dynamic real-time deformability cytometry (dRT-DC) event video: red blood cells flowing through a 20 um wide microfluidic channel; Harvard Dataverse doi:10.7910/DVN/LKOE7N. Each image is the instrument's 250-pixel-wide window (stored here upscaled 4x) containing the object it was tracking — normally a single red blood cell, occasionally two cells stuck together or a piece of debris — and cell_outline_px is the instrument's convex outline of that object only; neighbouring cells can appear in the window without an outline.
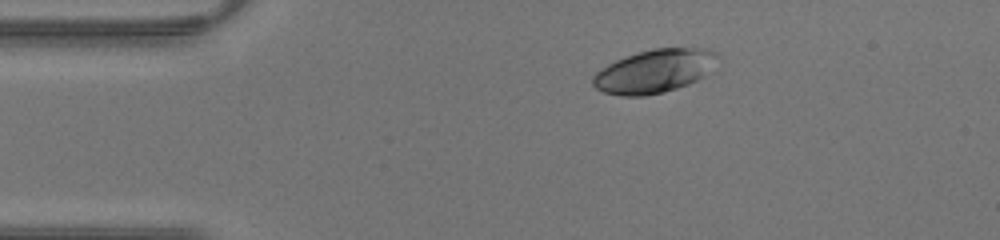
{"species": "human", "species_latin": "Homo sapiens", "temperature_condition": "warm", "stored_images_in_passage": 36, "camera_frame_rate_fps": 3000, "um_per_image_px": 0.085, "donor": {"sex": "male"}, "frame": {"image": 1, "passage_image": 1, "time_ms": 0.0, "image_size_px": [1000, 240], "cell_outline_px": [[720, 56], [704, 76], [688, 84], [676, 88], [644, 96], [620, 96], [604, 92], [596, 88], [592, 84], [592, 76], [596, 72], [608, 64], [616, 60], [652, 48], [708, 48], [720, 52]], "centroid_in_image_um": [55.64, 6.03], "position_along_channel_um": 29.4, "area_um2": 31.39}}
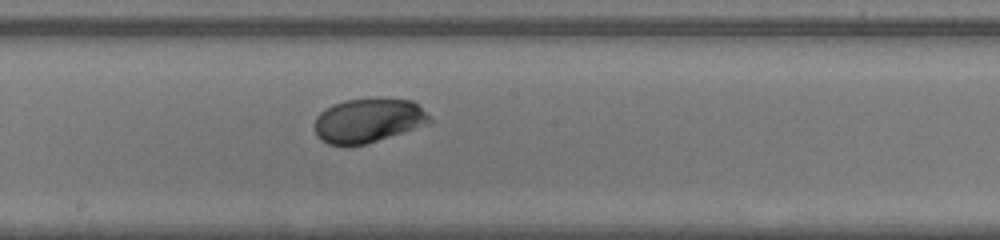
{"frame": {"image": 2, "passage_image": 16, "time_ms": 5.0, "image_size_px": [1000, 240], "cell_outline_px": [[432, 124], [364, 144], [328, 144], [320, 140], [316, 136], [316, 116], [320, 112], [332, 104], [344, 100], [376, 96], [380, 96], [412, 100], [432, 116]], "centroid_in_image_um": [31.37, 10.19], "position_along_channel_um": 216.8, "area_um2": 30.29}}
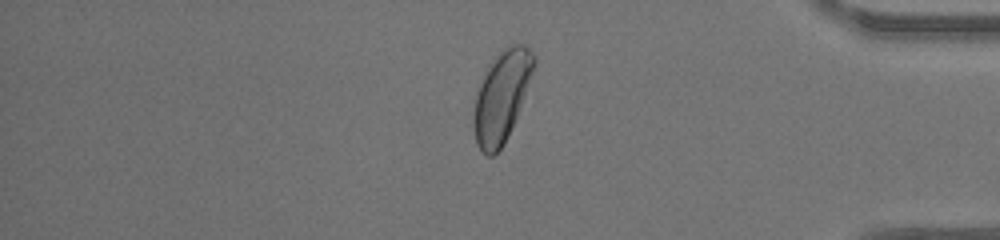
{"frame": {"image": 3, "passage_image": 29, "time_ms": 9.333, "image_size_px": [1000, 240], "cell_outline_px": [[536, 60], [532, 72], [516, 116], [500, 148], [492, 156], [488, 156], [476, 144], [472, 120], [476, 92], [488, 64], [508, 44], [524, 44], [536, 56]], "centroid_in_image_um": [42.6, 8.14], "position_along_channel_um": 392.6, "area_um2": 31.1}}